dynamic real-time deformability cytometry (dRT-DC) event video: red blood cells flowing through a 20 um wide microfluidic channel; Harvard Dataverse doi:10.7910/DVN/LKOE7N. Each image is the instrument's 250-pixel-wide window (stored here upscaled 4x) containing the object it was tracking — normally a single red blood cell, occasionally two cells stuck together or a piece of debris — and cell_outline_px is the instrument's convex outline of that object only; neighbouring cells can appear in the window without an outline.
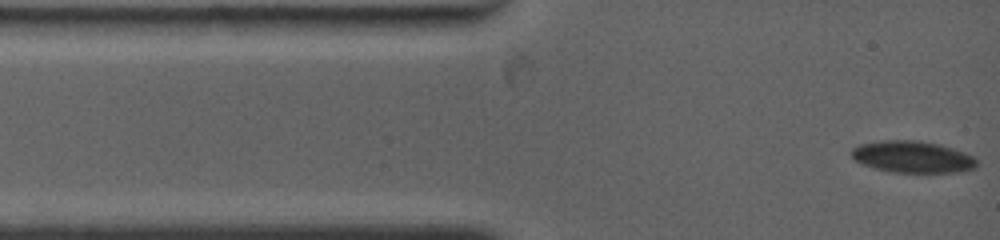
{"species": "common noctule bat (a hibernating species)", "species_latin": "Nyctalus noctula", "temperature_condition": "warm", "stored_images_in_passage": 61, "camera_frame_rate_fps": 4500, "um_per_image_px": 0.085, "animal": {"sex": "female", "body_mass_g": 19.0, "forearm_length_mm": 53.3}, "frame": {"image": 1, "passage_image": 1, "time_ms": 0.0, "image_size_px": [1000, 240], "cell_outline_px": [[976, 168], [960, 172], [892, 172], [876, 168], [864, 164], [856, 160], [852, 156], [852, 148], [860, 144], [888, 140], [920, 140], [952, 148], [964, 152], [972, 156], [976, 160]], "centroid_in_image_um": [77.59, 13.33], "position_along_channel_um": 7.4, "area_um2": 22.83}}
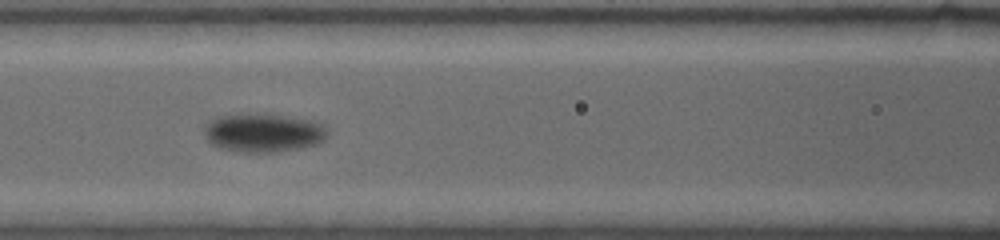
{"frame": {"image": 2, "passage_image": 19, "time_ms": 5.111, "image_size_px": [1000, 240], "cell_outline_px": [[328, 132], [324, 140], [316, 144], [300, 148], [276, 152], [244, 152], [216, 148], [204, 136], [204, 128], [216, 116], [236, 112], [280, 116], [308, 120], [320, 124], [328, 128]], "centroid_in_image_um": [22.32, 11.29], "position_along_channel_um": 144.3, "area_um2": 27.8}}
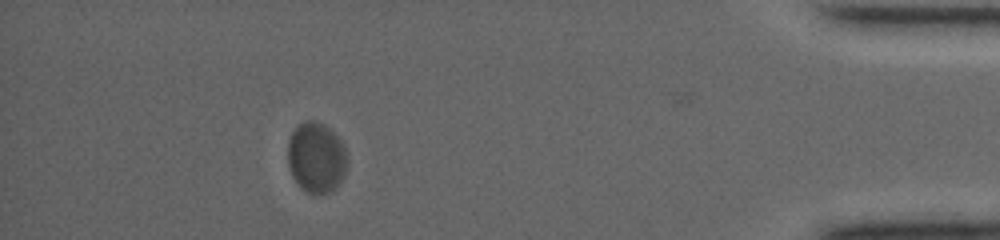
{"frame": {"image": 3, "passage_image": 46, "time_ms": 14.444, "image_size_px": [1000, 240], "cell_outline_px": [[344, 176], [328, 192], [304, 192], [300, 188], [292, 176], [288, 164], [288, 140], [296, 124], [304, 120], [316, 120], [324, 124], [344, 144]], "centroid_in_image_um": [26.81, 13.33], "position_along_channel_um": 408.4, "area_um2": 23.99}, "authors_computed_cell_mechanics": {"area_um2": 25.143, "velocity_mm_per_s": 3.5703, "shape_relaxation_time_tau1_ms": 3.9528, "shape_relaxation_time_tau2_ms": null, "deformation_change_tau1": 0.1081, "deformation_change_tau2": null}}